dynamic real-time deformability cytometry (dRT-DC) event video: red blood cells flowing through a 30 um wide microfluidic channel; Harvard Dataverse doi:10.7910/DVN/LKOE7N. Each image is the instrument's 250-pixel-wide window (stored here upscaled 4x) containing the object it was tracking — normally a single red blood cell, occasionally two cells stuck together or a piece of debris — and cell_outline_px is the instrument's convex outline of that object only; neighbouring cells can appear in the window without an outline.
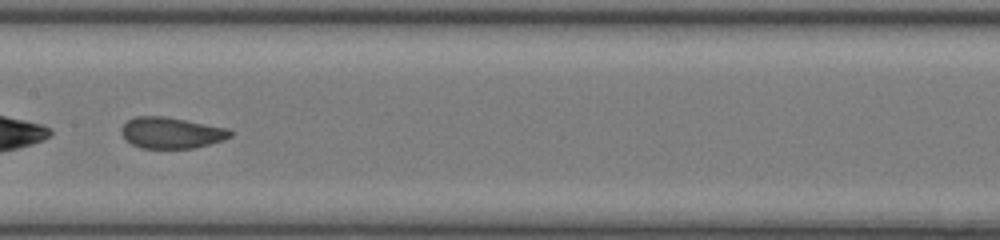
{"species": "common noctule bat (a hibernating species)", "species_latin": "Nyctalus noctula", "temperature_condition": "room temperature", "stored_images_in_passage": 47, "camera_frame_rate_fps": 3000, "um_per_image_px": 0.085, "animal": {"sex": "female", "body_mass_g": 17.0, "forearm_length_mm": 48.0}, "frame": {"image": 1, "passage_image": 24, "time_ms": 7.667, "image_size_px": [1000, 240], "cell_outline_px": [[232, 136], [224, 140], [196, 148], [140, 148], [132, 144], [120, 132], [120, 128], [128, 120], [136, 116], [164, 116], [228, 128], [232, 132]], "centroid_in_image_um": [14.57, 11.29], "position_along_channel_um": 192.8, "area_um2": 19.77}}
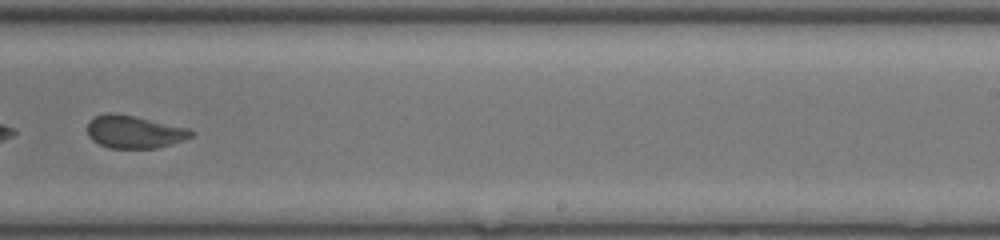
{"frame": {"image": 2, "passage_image": 30, "time_ms": 9.667, "image_size_px": [1000, 240], "cell_outline_px": [[196, 132], [192, 136], [184, 140], [172, 144], [156, 148], [108, 148], [92, 140], [88, 136], [88, 120], [104, 112], [112, 112], [136, 116], [188, 128]], "centroid_in_image_um": [11.41, 11.2], "position_along_channel_um": 277.6, "area_um2": 20.0}, "authors_computed_cell_mechanics": {"area_um2": 20.9236, "velocity_mm_per_s": 4.2719, "shape_relaxation_time_tau1_ms": null, "shape_relaxation_time_tau2_ms": 0.8757, "deformation_change_tau1": null, "deformation_change_tau2": 0.0521}}